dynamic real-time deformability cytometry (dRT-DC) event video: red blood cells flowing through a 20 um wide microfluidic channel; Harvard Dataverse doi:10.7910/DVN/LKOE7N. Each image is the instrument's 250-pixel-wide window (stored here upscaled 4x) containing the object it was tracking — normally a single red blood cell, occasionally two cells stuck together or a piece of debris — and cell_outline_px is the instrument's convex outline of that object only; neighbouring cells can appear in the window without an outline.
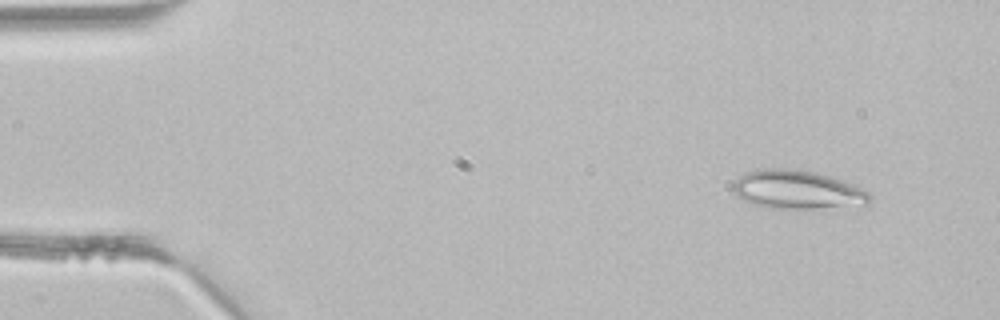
{"species": "common noctule bat (a hibernating species)", "species_latin": "Nyctalus noctula", "temperature_condition": "room temperature", "stored_images_in_passage": 2, "camera_frame_rate_fps": 3000, "um_per_image_px": 0.085, "animal": {"sex": "male", "body_mass_g": 21.5, "forearm_length_mm": 52.0}, "frame": {"image": 1, "passage_image": 1, "time_ms": 0.0, "image_size_px": [1000, 320], "cell_outline_px": [[872, 200], [868, 208], [772, 208], [752, 204], [736, 196], [732, 192], [732, 184], [740, 176], [748, 172], [764, 168], [800, 168], [816, 172], [852, 184], [868, 192], [872, 196]], "centroid_in_image_um": [67.86, 16.15], "position_along_channel_um": 17.1, "area_um2": 31.56}}